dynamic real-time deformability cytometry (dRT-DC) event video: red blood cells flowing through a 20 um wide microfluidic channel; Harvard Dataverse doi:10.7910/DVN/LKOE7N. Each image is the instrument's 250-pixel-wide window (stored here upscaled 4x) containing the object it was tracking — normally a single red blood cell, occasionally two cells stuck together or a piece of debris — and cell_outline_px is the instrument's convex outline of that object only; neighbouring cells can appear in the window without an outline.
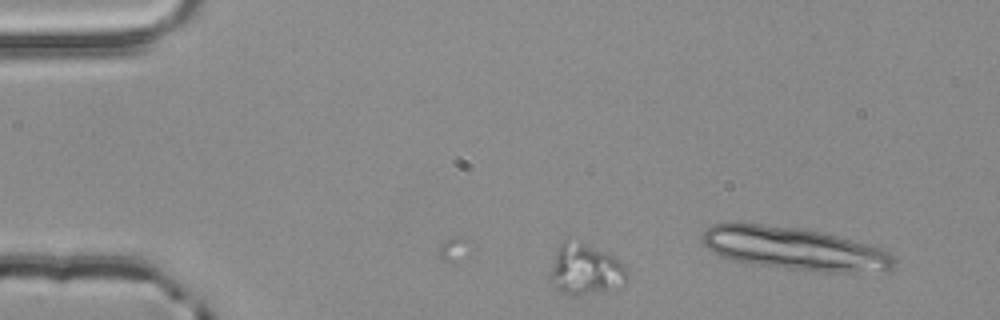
{"species": "common noctule bat (a hibernating species)", "species_latin": "Nyctalus noctula", "temperature_condition": "room temperature", "stored_images_in_passage": 5, "camera_frame_rate_fps": 3000, "um_per_image_px": 0.085, "animal": {"sex": "male", "body_mass_g": 20.4}, "frame": {"image": 1, "passage_image": 5, "time_ms": 1.333, "image_size_px": [1000, 320], "cell_outline_px": [[628, 276], [624, 284], [620, 288], [588, 292], [564, 292], [552, 288], [548, 280], [548, 276], [556, 248], [568, 236], [580, 240], [612, 256], [624, 264]], "centroid_in_image_um": [49.7, 22.83], "position_along_channel_um": 35.3, "area_um2": 22.95}}